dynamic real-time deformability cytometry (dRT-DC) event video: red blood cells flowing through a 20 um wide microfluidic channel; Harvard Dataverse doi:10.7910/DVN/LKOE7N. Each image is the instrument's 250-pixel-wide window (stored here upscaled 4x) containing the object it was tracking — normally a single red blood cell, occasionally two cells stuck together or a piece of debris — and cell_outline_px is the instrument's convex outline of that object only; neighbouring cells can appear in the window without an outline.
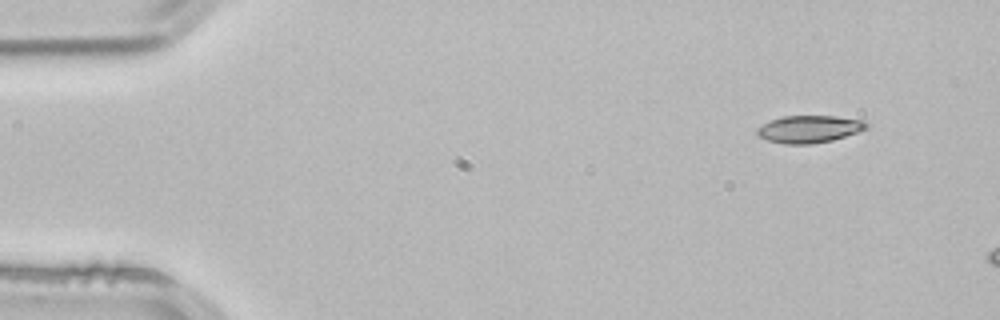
{"species": "common noctule bat (a hibernating species)", "species_latin": "Nyctalus noctula", "temperature_condition": "room temperature", "stored_images_in_passage": 3, "camera_frame_rate_fps": 3000, "um_per_image_px": 0.085, "animal": {"sex": "male", "body_mass_g": 21.5, "forearm_length_mm": 52.0}, "frame": {"image": 1, "passage_image": 1, "time_ms": 0.0, "image_size_px": [1000, 320], "cell_outline_px": [[868, 128], [832, 140], [812, 144], [784, 144], [768, 140], [756, 136], [756, 128], [772, 120], [784, 116], [836, 116], [864, 120], [868, 124]], "centroid_in_image_um": [68.77, 10.97], "position_along_channel_um": 16.2, "area_um2": 17.34}}